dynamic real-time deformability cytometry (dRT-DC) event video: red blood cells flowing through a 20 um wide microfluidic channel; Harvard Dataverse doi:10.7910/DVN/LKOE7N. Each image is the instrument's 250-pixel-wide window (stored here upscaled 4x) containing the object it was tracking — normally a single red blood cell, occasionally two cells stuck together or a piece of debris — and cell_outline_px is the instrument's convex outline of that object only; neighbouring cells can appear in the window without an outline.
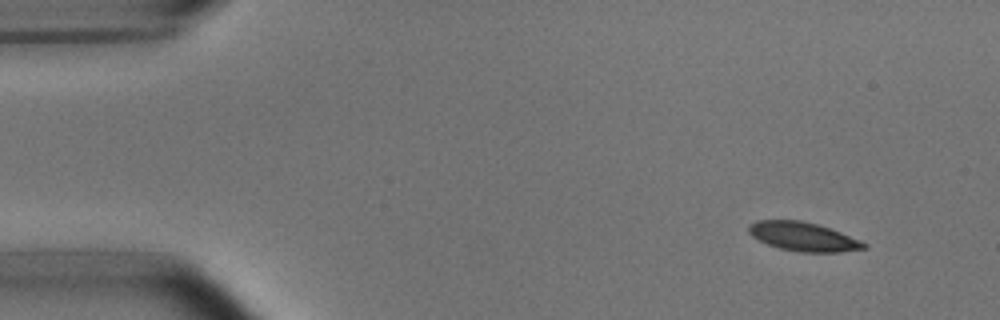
{"species": "common noctule bat (a hibernating species)", "species_latin": "Nyctalus noctula", "temperature_condition": "room temperature", "stored_images_in_passage": 50, "camera_frame_rate_fps": 3000, "um_per_image_px": 0.085, "animal": {"sex": "male", "body_mass_g": 15.6}, "frame": {"image": 1, "passage_image": 1, "time_ms": 0.0, "image_size_px": [1000, 320], "cell_outline_px": [[868, 248], [840, 252], [800, 252], [780, 248], [768, 244], [752, 236], [748, 232], [748, 228], [756, 220], [800, 220], [816, 224], [840, 232], [860, 240], [868, 244]], "centroid_in_image_um": [68.3, 20.12], "position_along_channel_um": 16.7, "area_um2": 19.19}}
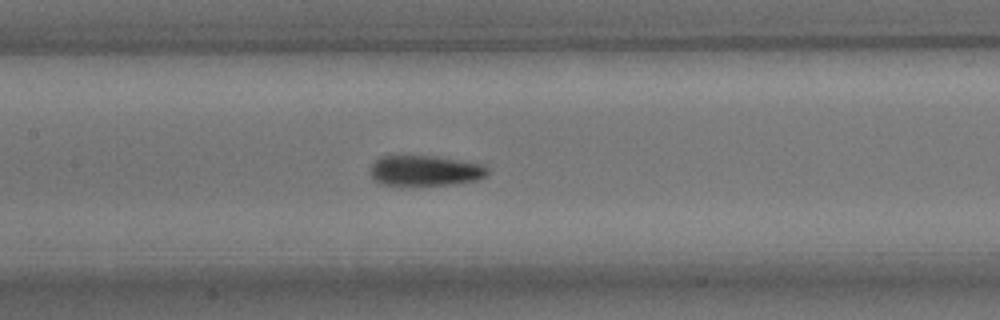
{"frame": {"image": 2, "passage_image": 21, "time_ms": 6.667, "image_size_px": [1000, 320], "cell_outline_px": [[488, 172], [484, 176], [476, 180], [456, 184], [400, 188], [396, 188], [380, 184], [372, 180], [372, 164], [380, 156], [436, 156], [484, 164], [488, 168]], "centroid_in_image_um": [36.09, 14.56], "position_along_channel_um": 171.3, "area_um2": 21.68}}
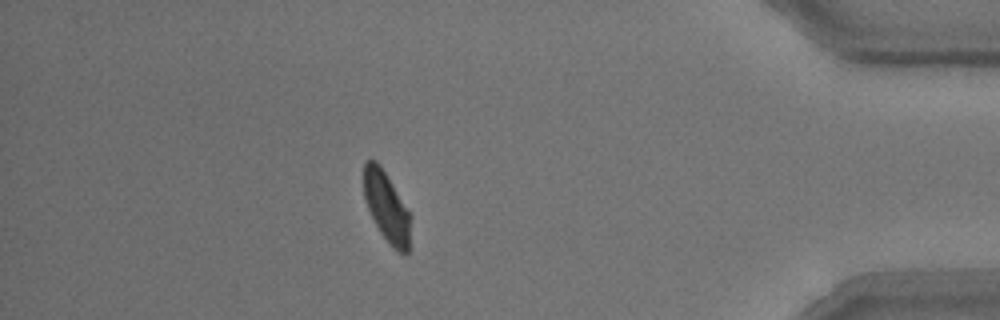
{"frame": {"image": 3, "passage_image": 43, "time_ms": 14.0, "image_size_px": [1000, 320], "cell_outline_px": [[412, 216], [408, 252], [404, 256], [392, 248], [380, 232], [364, 200], [364, 164], [368, 160], [376, 160], [380, 164]], "centroid_in_image_um": [32.89, 17.63], "position_along_channel_um": 402.3, "area_um2": 19.19}, "authors_computed_cell_mechanics": {"area_um2": 20.1433, "velocity_mm_per_s": 3.7387, "shape_relaxation_time_tau1_ms": 1.9616, "shape_relaxation_time_tau2_ms": 1.459, "deformation_change_tau1": 0.1127, "deformation_change_tau2": 0.0739}}